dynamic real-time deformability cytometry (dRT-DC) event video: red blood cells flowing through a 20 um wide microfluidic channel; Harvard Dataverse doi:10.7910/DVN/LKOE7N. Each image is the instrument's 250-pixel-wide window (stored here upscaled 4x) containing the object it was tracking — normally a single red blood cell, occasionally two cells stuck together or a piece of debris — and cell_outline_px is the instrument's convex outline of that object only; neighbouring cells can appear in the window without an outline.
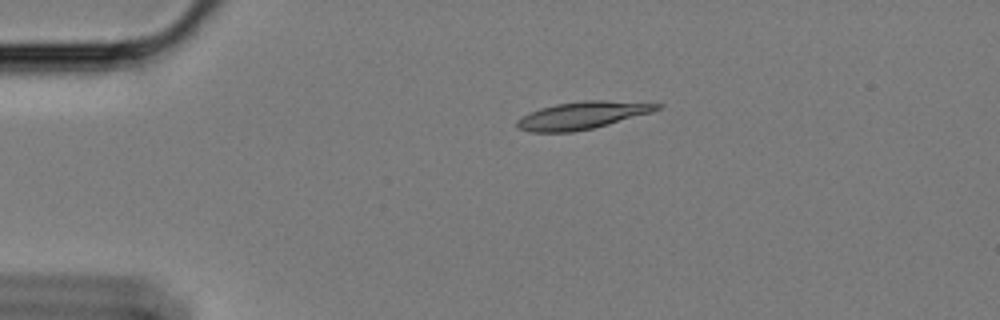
{"species": "Egyptian fruit bat (a non-hibernating species)", "species_latin": "Rousettus aegyptiacus", "temperature_condition": "cold", "stored_images_in_passage": 47, "camera_frame_rate_fps": 3000, "um_per_image_px": 0.085, "animal": {"sex": "female"}, "frame": {"image": 1, "passage_image": 1, "time_ms": 0.0, "image_size_px": [1000, 320], "cell_outline_px": [[664, 104], [660, 108], [652, 112], [608, 124], [592, 128], [572, 132], [532, 132], [520, 128], [516, 124], [516, 120], [540, 108], [556, 104], [584, 100], [604, 100]], "centroid_in_image_um": [49.51, 9.8], "position_along_channel_um": 35.5, "area_um2": 22.02}}
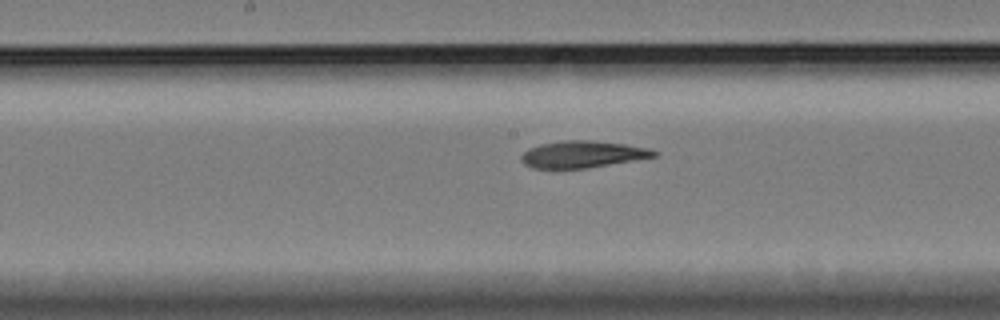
{"frame": {"image": 2, "passage_image": 19, "time_ms": 6.0, "image_size_px": [1000, 320], "cell_outline_px": [[660, 152], [656, 156], [588, 168], [556, 172], [532, 168], [524, 164], [520, 160], [520, 156], [528, 148], [540, 144], [564, 140], [592, 140], [624, 144], [652, 148]], "centroid_in_image_um": [49.44, 13.15], "position_along_channel_um": 198.8, "area_um2": 21.68}}
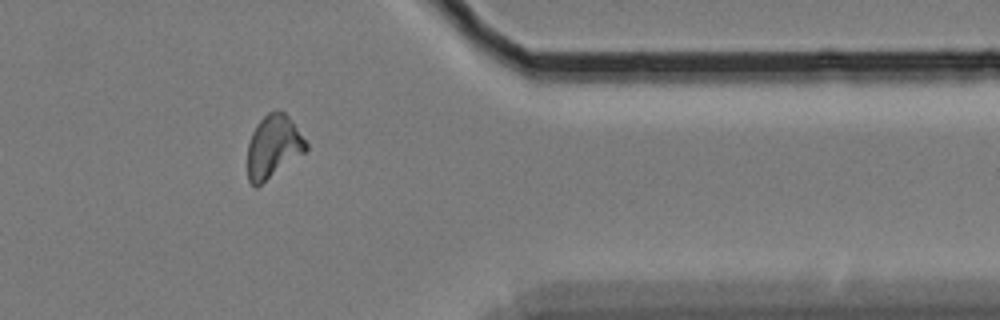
{"frame": {"image": 3, "passage_image": 37, "time_ms": 12.0, "image_size_px": [1000, 320], "cell_outline_px": [[308, 148], [304, 152], [256, 188], [248, 180], [248, 144], [252, 132], [256, 124], [268, 112], [280, 108], [288, 116], [308, 144]], "centroid_in_image_um": [23.21, 12.44], "position_along_channel_um": 388.2, "area_um2": 21.21}, "authors_computed_cell_mechanics": {"area_um2": 21.386, "velocity_mm_per_s": 3.3967, "shape_relaxation_time_tau1_ms": null, "shape_relaxation_time_tau2_ms": 4.7809, "deformation_change_tau1": null, "deformation_change_tau2": 0.1241}}